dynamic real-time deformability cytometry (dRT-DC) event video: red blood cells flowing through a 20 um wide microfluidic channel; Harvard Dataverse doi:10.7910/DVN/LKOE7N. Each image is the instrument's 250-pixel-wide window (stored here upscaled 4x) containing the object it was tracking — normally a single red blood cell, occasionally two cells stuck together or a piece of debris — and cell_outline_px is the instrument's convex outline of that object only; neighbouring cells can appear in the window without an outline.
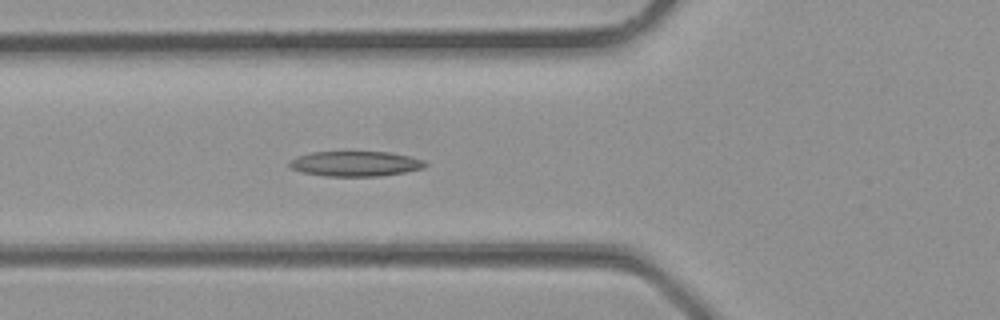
{"species": "common noctule bat (a hibernating species)", "species_latin": "Nyctalus noctula", "temperature_condition": "room temperature", "stored_images_in_passage": 28, "camera_frame_rate_fps": 3000, "um_per_image_px": 0.085, "animal": {"sex": "male", "body_mass_g": 23.1, "forearm_length_mm": 52.7}, "frame": {"image": 1, "passage_image": 7, "time_ms": 2.0, "image_size_px": [1000, 320], "cell_outline_px": [[428, 164], [424, 168], [404, 172], [380, 176], [324, 176], [300, 172], [292, 168], [288, 164], [296, 156], [312, 152], [344, 148], [348, 148], [392, 152], [424, 160]], "centroid_in_image_um": [30.19, 13.85], "position_along_channel_um": 95.6, "area_um2": 21.1}}
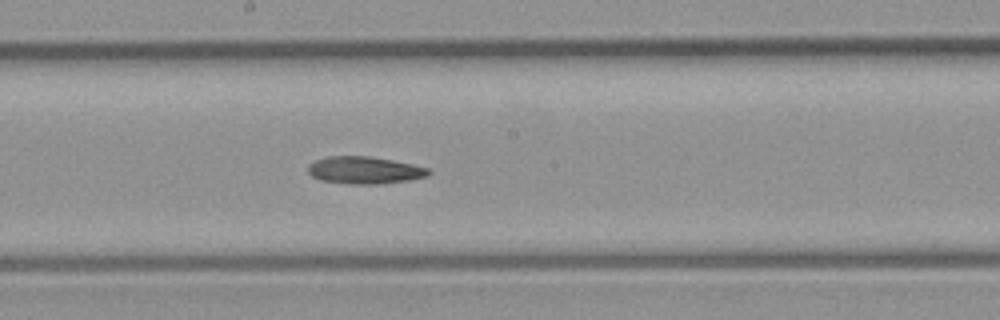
{"frame": {"image": 2, "passage_image": 13, "time_ms": 4.0, "image_size_px": [1000, 320], "cell_outline_px": [[432, 172], [428, 176], [408, 180], [376, 184], [348, 184], [320, 180], [312, 176], [308, 172], [308, 164], [316, 160], [328, 156], [368, 156], [392, 160], [412, 164], [428, 168]], "centroid_in_image_um": [30.97, 14.47], "position_along_channel_um": 217.2, "area_um2": 19.13}}
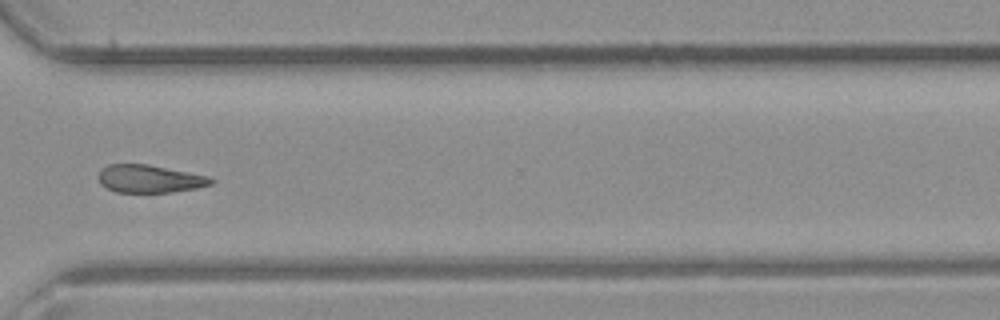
{"frame": {"image": 3, "passage_image": 20, "time_ms": 6.333, "image_size_px": [1000, 320], "cell_outline_px": [[216, 180], [212, 184], [196, 188], [172, 192], [116, 192], [100, 184], [96, 176], [100, 168], [108, 164], [148, 164], [208, 176]], "centroid_in_image_um": [12.67, 15.19], "position_along_channel_um": 357.9, "area_um2": 18.38}}